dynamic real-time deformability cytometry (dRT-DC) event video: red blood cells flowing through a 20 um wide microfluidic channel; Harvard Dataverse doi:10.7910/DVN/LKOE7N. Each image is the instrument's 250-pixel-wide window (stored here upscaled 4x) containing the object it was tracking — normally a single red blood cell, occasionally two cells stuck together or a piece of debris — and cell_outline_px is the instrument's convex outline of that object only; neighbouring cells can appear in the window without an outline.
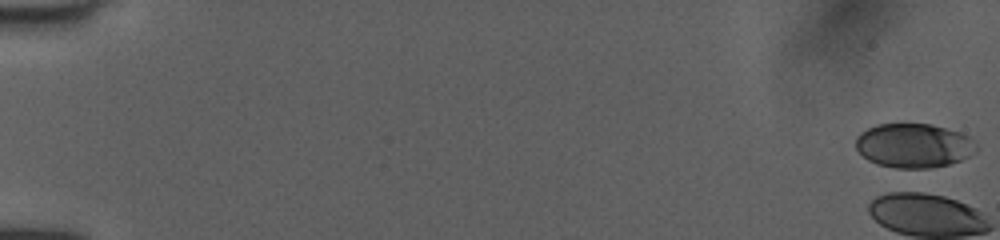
{"species": "human", "species_latin": "Homo sapiens", "temperature_condition": "room temperature", "stored_images_in_passage": 4, "camera_frame_rate_fps": 3000, "um_per_image_px": 0.085, "donor": {"sex": "female"}, "frame": {"image": 1, "passage_image": 1, "time_ms": 0.0, "image_size_px": [1000, 240], "cell_outline_px": [[980, 148], [976, 152], [960, 160], [948, 164], [932, 168], [896, 168], [876, 164], [868, 160], [856, 148], [856, 136], [860, 132], [876, 124], [932, 124], [960, 132], [968, 136]], "centroid_in_image_um": [77.67, 12.37], "position_along_channel_um": 7.3, "area_um2": 31.21}}